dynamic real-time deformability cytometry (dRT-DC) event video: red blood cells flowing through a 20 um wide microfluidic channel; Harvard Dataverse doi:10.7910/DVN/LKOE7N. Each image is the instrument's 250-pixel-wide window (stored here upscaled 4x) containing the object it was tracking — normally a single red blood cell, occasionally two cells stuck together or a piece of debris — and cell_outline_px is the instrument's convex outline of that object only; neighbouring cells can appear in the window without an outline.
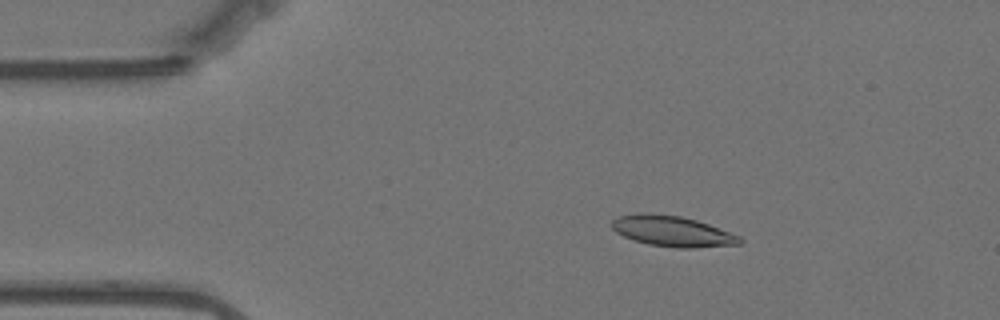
{"species": "Egyptian fruit bat (a non-hibernating species)", "species_latin": "Rousettus aegyptiacus", "temperature_condition": "warm", "stored_images_in_passage": 49, "camera_frame_rate_fps": 3000, "um_per_image_px": 0.085, "animal": {"sex": "female"}, "frame": {"image": 1, "passage_image": 1, "time_ms": 0.0, "image_size_px": [1000, 320], "cell_outline_px": [[744, 240], [740, 244], [692, 248], [676, 248], [648, 244], [624, 236], [616, 232], [608, 224], [616, 216], [636, 212], [648, 212], [680, 216], [696, 220], [708, 224], [740, 236]], "centroid_in_image_um": [57.09, 19.63], "position_along_channel_um": 27.9, "area_um2": 23.06}}
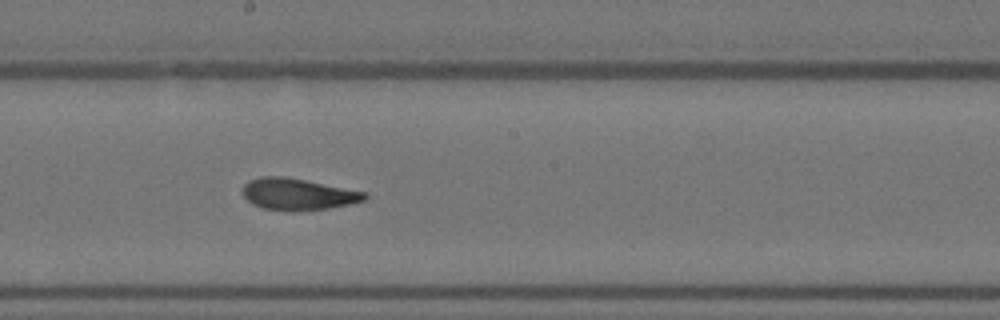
{"frame": {"image": 2, "passage_image": 22, "time_ms": 7.0, "image_size_px": [1000, 320], "cell_outline_px": [[368, 196], [364, 200], [352, 204], [328, 208], [296, 212], [264, 208], [252, 204], [244, 196], [244, 184], [248, 180], [260, 176], [280, 176], [304, 180], [368, 192]], "centroid_in_image_um": [25.34, 16.51], "position_along_channel_um": 222.9, "area_um2": 22.48}}
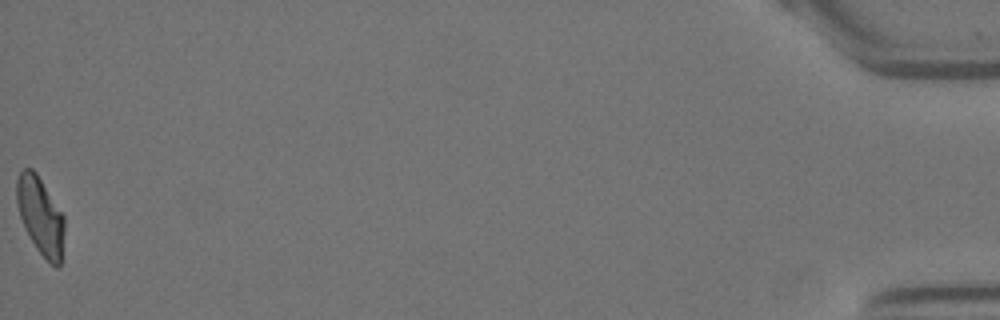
{"frame": {"image": 3, "passage_image": 49, "time_ms": 16.0, "image_size_px": [1000, 320], "cell_outline_px": [[64, 232], [60, 264], [56, 268], [36, 248], [24, 228], [20, 216], [16, 200], [16, 180], [20, 172], [24, 168], [32, 168], [36, 172], [64, 216]], "centroid_in_image_um": [3.42, 18.32], "position_along_channel_um": 431.8, "area_um2": 21.33}, "authors_computed_cell_mechanics": {"area_um2": 22.4842, "velocity_mm_per_s": 3.4845, "shape_relaxation_time_tau1_ms": null, "shape_relaxation_time_tau2_ms": 3.2341, "deformation_change_tau1": null, "deformation_change_tau2": 0.0987}}